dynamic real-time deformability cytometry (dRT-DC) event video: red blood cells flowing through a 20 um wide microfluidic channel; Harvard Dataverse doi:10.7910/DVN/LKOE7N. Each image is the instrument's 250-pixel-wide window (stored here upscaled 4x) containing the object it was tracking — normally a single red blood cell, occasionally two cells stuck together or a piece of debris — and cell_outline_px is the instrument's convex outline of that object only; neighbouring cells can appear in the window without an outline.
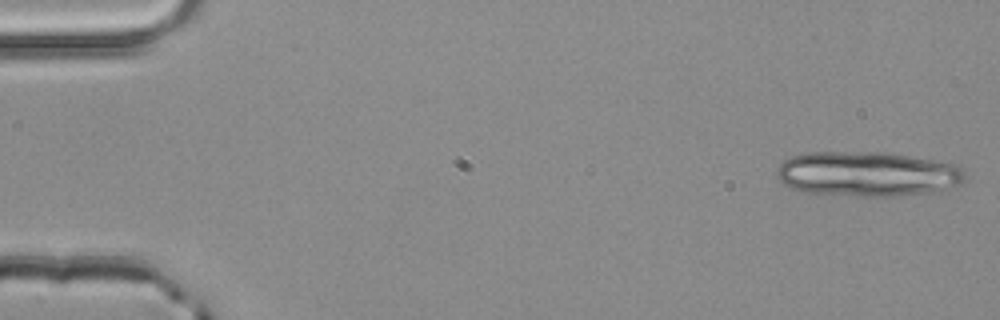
{"species": "common noctule bat (a hibernating species)", "species_latin": "Nyctalus noctula", "temperature_condition": "room temperature", "stored_images_in_passage": 14, "camera_frame_rate_fps": 3000, "um_per_image_px": 0.085, "animal": {"sex": "male", "body_mass_g": 20.4}, "frame": {"image": 1, "passage_image": 1, "time_ms": 0.0, "image_size_px": [1000, 320], "cell_outline_px": [[964, 180], [960, 184], [940, 192], [896, 196], [852, 196], [804, 192], [792, 188], [784, 184], [776, 176], [776, 168], [784, 160], [792, 156], [808, 152], [888, 152], [960, 164], [964, 172]], "centroid_in_image_um": [73.77, 14.79], "position_along_channel_um": 11.2, "area_um2": 50.0}}